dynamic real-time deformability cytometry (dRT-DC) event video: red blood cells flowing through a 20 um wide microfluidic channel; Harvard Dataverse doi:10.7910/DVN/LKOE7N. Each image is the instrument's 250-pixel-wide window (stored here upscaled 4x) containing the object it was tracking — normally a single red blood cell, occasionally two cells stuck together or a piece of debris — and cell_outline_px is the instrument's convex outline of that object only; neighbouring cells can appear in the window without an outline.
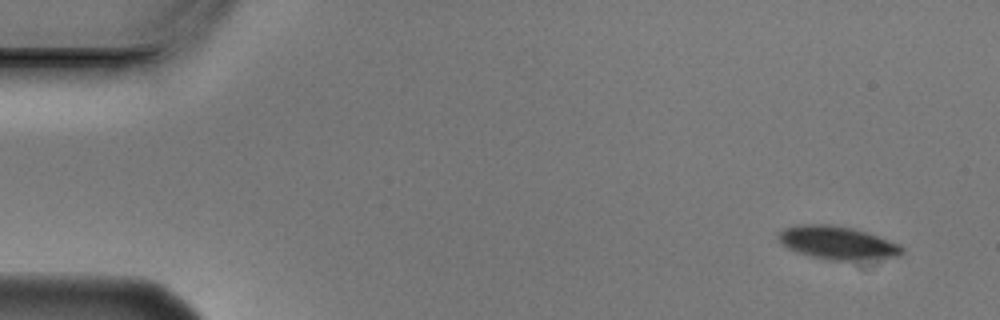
{"species": "Egyptian fruit bat (a non-hibernating species)", "species_latin": "Rousettus aegyptiacus", "temperature_condition": "cold", "stored_images_in_passage": 7, "camera_frame_rate_fps": 3000, "um_per_image_px": 0.085, "animal": {"sex": "male"}, "frame": {"image": 1, "passage_image": 1, "time_ms": 0.0, "image_size_px": [1000, 320], "cell_outline_px": [[904, 252], [900, 256], [848, 260], [828, 260], [812, 256], [788, 248], [776, 236], [784, 228], [796, 224], [832, 224], [852, 228], [868, 232], [880, 236], [900, 244], [904, 248]], "centroid_in_image_um": [71.21, 20.61], "position_along_channel_um": 13.8, "area_um2": 23.76}}
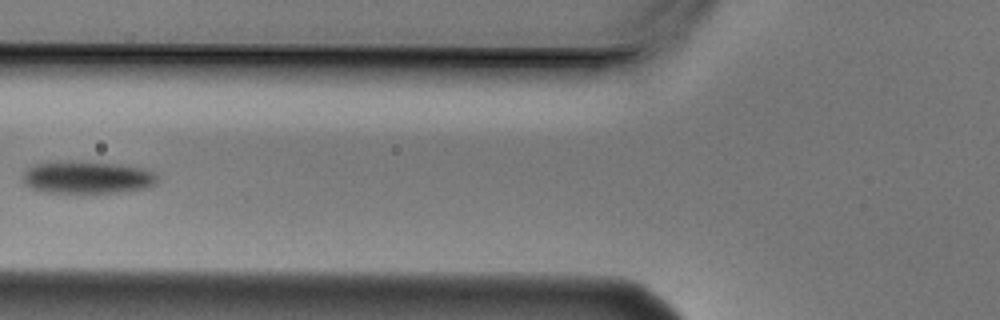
{"frame": {"image": 2, "passage_image": 6, "time_ms": 1.667, "image_size_px": [1000, 320], "cell_outline_px": [[160, 176], [156, 184], [148, 188], [116, 192], [44, 192], [32, 188], [24, 184], [20, 180], [20, 176], [28, 168], [36, 164], [56, 160], [68, 160], [120, 164], [144, 168], [156, 172]], "centroid_in_image_um": [7.42, 15.05], "position_along_channel_um": 118.4, "area_um2": 26.01}}
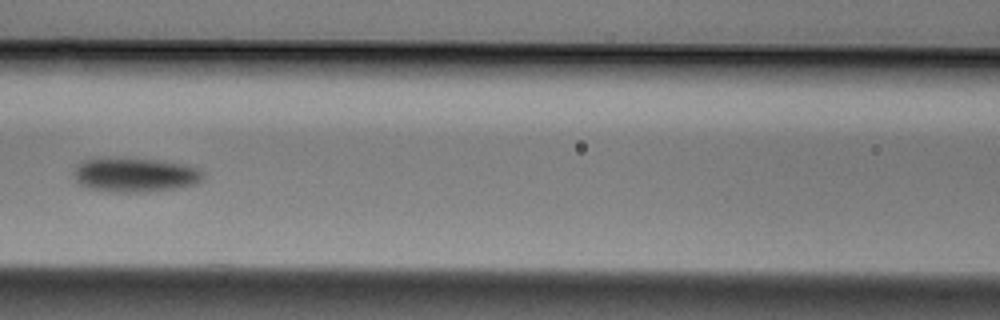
{"frame": {"image": 3, "passage_image": 7, "time_ms": 2.0, "image_size_px": [1000, 320], "cell_outline_px": [[204, 176], [196, 184], [176, 188], [148, 192], [124, 192], [88, 188], [80, 184], [76, 180], [72, 172], [84, 160], [108, 156], [112, 156], [164, 160], [184, 164], [200, 168], [204, 172]], "centroid_in_image_um": [11.5, 14.83], "position_along_channel_um": 155.1, "area_um2": 26.36}}